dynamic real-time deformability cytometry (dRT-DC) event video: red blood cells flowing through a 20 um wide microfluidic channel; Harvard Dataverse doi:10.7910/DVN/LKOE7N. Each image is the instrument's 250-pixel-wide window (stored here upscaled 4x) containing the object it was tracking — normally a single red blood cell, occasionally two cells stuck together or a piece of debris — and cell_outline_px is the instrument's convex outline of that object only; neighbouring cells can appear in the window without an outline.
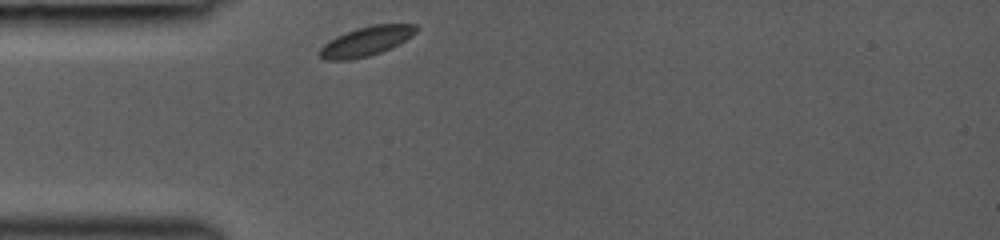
{"species": "common noctule bat (a hibernating species)", "species_latin": "Nyctalus noctula", "temperature_condition": "room temperature", "stored_images_in_passage": 12, "camera_frame_rate_fps": 3000, "um_per_image_px": 0.085, "animal": {"sex": "female", "body_mass_g": 19.0, "forearm_length_mm": 53.3}, "frame": {"image": 1, "passage_image": 1, "time_ms": 0.0, "image_size_px": [1000, 240], "cell_outline_px": [[420, 28], [416, 32], [404, 40], [380, 52], [368, 56], [352, 60], [324, 60], [320, 56], [320, 48], [328, 40], [336, 36], [372, 24], [416, 24]], "centroid_in_image_um": [31.11, 3.51], "position_along_channel_um": 53.9, "area_um2": 16.24}}
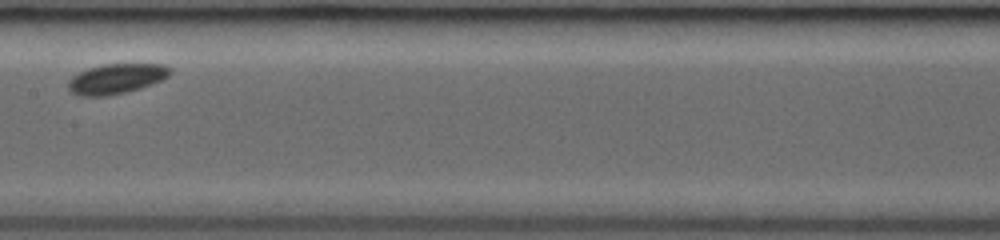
{"frame": {"image": 2, "passage_image": 6, "time_ms": 3.667, "image_size_px": [1000, 240], "cell_outline_px": [[172, 72], [168, 76], [152, 84], [140, 88], [108, 96], [80, 96], [72, 92], [68, 88], [68, 80], [72, 76], [88, 68], [104, 64], [164, 64], [172, 68]], "centroid_in_image_um": [9.89, 6.69], "position_along_channel_um": 197.5, "area_um2": 17.8}}
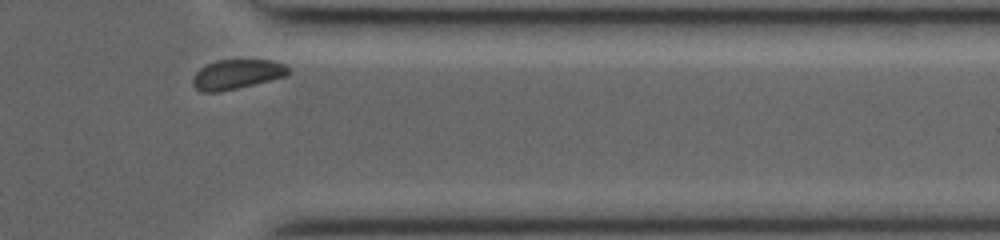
{"frame": {"image": 3, "passage_image": 12, "time_ms": 8.333, "image_size_px": [1000, 240], "cell_outline_px": [[292, 72], [288, 76], [220, 92], [200, 92], [192, 84], [192, 76], [200, 68], [216, 60], [272, 60], [284, 64], [292, 68]], "centroid_in_image_um": [20.17, 6.31], "position_along_channel_um": 391.2, "area_um2": 16.76}}